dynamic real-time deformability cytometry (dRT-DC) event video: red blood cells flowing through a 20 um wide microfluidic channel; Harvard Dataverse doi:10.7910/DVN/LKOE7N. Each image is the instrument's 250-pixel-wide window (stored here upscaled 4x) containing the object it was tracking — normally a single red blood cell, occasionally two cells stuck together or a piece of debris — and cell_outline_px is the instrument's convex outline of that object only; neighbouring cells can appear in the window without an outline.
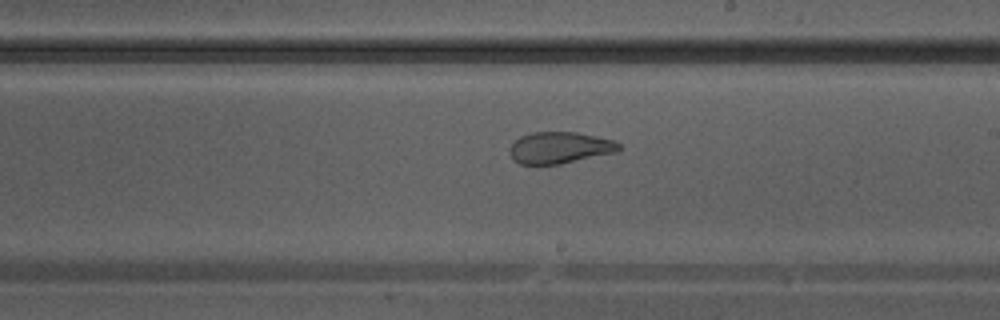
{"species": "Egyptian fruit bat (a non-hibernating species)", "species_latin": "Rousettus aegyptiacus", "temperature_condition": "warm", "stored_images_in_passage": 31, "camera_frame_rate_fps": 3000, "um_per_image_px": 0.085, "animal": {"sex": "male"}, "frame": {"image": 1, "passage_image": 14, "time_ms": 4.333, "image_size_px": [1000, 320], "cell_outline_px": [[624, 148], [616, 152], [560, 164], [520, 164], [512, 160], [508, 152], [508, 148], [520, 136], [532, 132], [576, 132], [612, 140], [620, 144]], "centroid_in_image_um": [47.54, 12.56], "position_along_channel_um": 241.5, "area_um2": 20.17}}
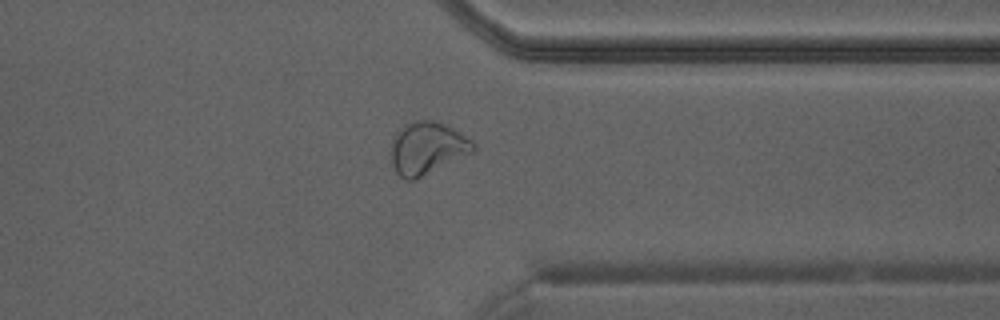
{"frame": {"image": 2, "passage_image": 22, "time_ms": 7.0, "image_size_px": [1000, 320], "cell_outline_px": [[476, 148], [472, 152], [416, 180], [404, 180], [396, 172], [392, 164], [392, 144], [400, 128], [404, 124], [416, 120], [440, 120], [460, 132], [472, 140], [476, 144]], "centroid_in_image_um": [36.34, 12.58], "position_along_channel_um": 375.1, "area_um2": 25.14}}